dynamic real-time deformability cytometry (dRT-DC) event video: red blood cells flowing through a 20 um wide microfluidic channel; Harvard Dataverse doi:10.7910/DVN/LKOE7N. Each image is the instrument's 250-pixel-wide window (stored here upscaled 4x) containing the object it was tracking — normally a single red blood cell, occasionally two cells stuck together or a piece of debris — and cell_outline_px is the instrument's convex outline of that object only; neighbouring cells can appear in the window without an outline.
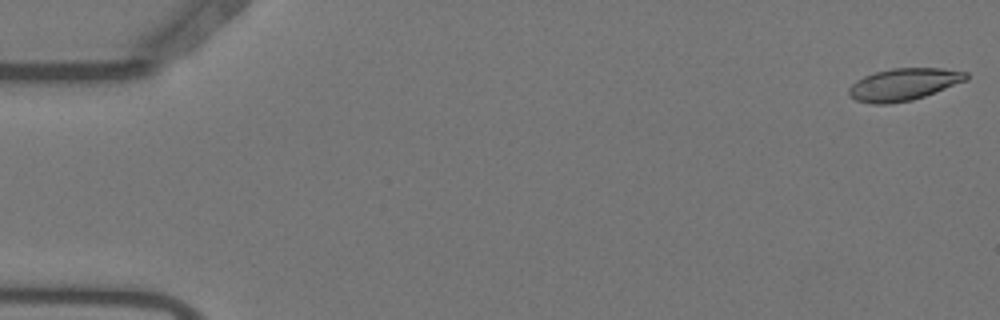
{"species": "Egyptian fruit bat (a non-hibernating species)", "species_latin": "Rousettus aegyptiacus", "temperature_condition": "warm", "stored_images_in_passage": 55, "camera_frame_rate_fps": 3000, "um_per_image_px": 0.085, "animal": {"sex": "female"}, "frame": {"image": 1, "passage_image": 1, "time_ms": 0.0, "image_size_px": [1000, 320], "cell_outline_px": [[968, 80], [924, 96], [912, 100], [888, 104], [872, 104], [856, 100], [848, 92], [848, 88], [856, 80], [864, 76], [876, 72], [892, 68], [940, 68], [968, 72]], "centroid_in_image_um": [76.82, 7.17], "position_along_channel_um": 8.2, "area_um2": 21.91}}
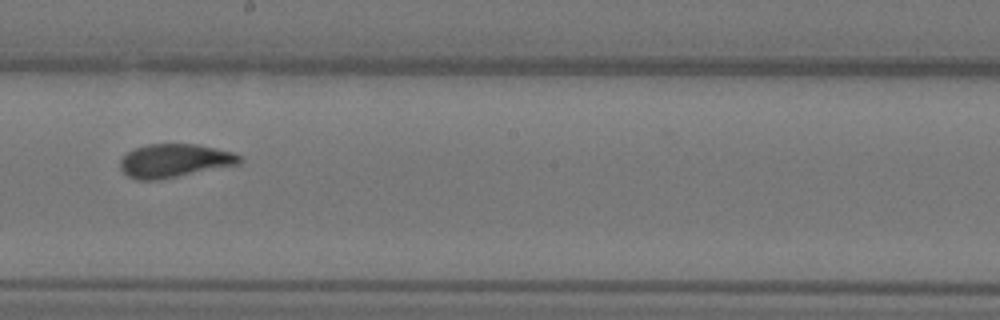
{"frame": {"image": 2, "passage_image": 31, "time_ms": 10.0, "image_size_px": [1000, 320], "cell_outline_px": [[244, 160], [240, 164], [160, 180], [136, 180], [128, 176], [120, 168], [120, 160], [128, 152], [136, 148], [148, 144], [196, 144], [216, 148], [232, 152], [240, 156]], "centroid_in_image_um": [14.85, 13.67], "position_along_channel_um": 233.4, "area_um2": 23.35}}
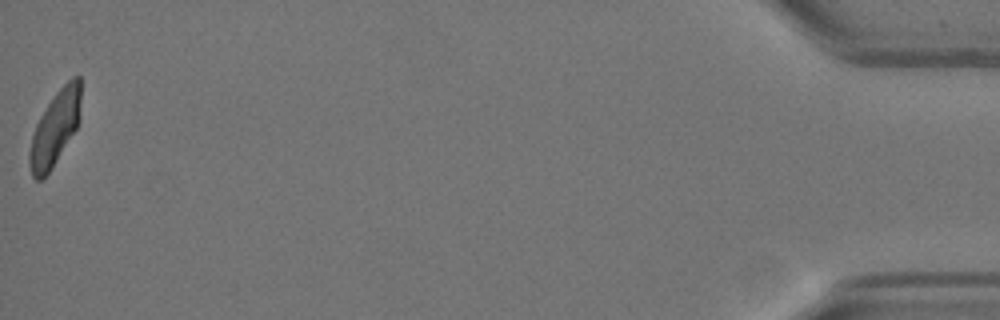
{"frame": {"image": 3, "passage_image": 55, "time_ms": 18.0, "image_size_px": [1000, 320], "cell_outline_px": [[80, 120], [76, 128], [48, 172], [40, 180], [36, 180], [32, 176], [28, 160], [28, 152], [32, 136], [36, 124], [40, 116], [56, 92], [72, 76], [80, 76]], "centroid_in_image_um": [4.66, 10.87], "position_along_channel_um": 430.5, "area_um2": 21.79}, "authors_computed_cell_mechanics": {"area_um2": 23.12, "velocity_mm_per_s": 3.6774, "shape_relaxation_time_tau1_ms": 5.4844, "shape_relaxation_time_tau2_ms": 1.1244, "deformation_change_tau1": 0.1894, "deformation_change_tau2": 0.0831}}